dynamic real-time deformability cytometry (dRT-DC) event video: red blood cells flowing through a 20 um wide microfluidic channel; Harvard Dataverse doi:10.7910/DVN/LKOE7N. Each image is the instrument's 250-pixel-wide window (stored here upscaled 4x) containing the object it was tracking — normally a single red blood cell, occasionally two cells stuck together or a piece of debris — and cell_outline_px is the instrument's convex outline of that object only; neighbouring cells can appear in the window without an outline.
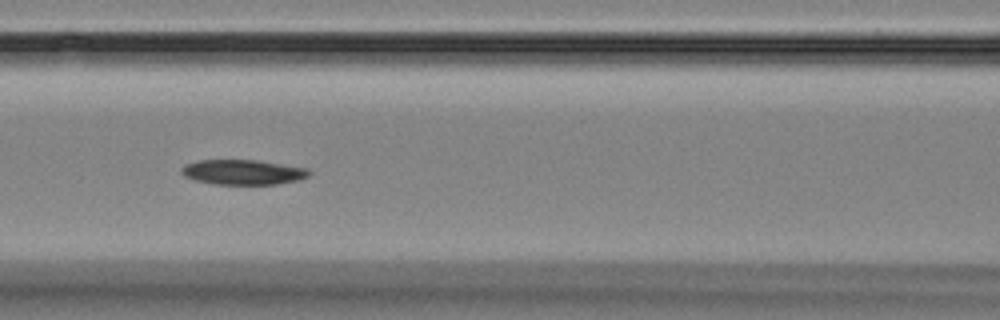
{"species": "Egyptian fruit bat (a non-hibernating species)", "species_latin": "Rousettus aegyptiacus", "temperature_condition": "room temperature", "stored_images_in_passage": 17, "segment_of_instrument_passage": [1, 2], "camera_frame_rate_fps": 3000, "um_per_image_px": 0.085, "animal": {"sex": "female"}, "frame": {"image": 1, "passage_image": 7, "time_ms": 6.667, "image_size_px": [1000, 320], "cell_outline_px": [[312, 172], [308, 176], [300, 180], [276, 184], [216, 184], [196, 180], [184, 176], [180, 172], [180, 168], [184, 164], [200, 160], [256, 160], [308, 168]], "centroid_in_image_um": [20.66, 14.63], "position_along_channel_um": 145.9, "area_um2": 18.61}}
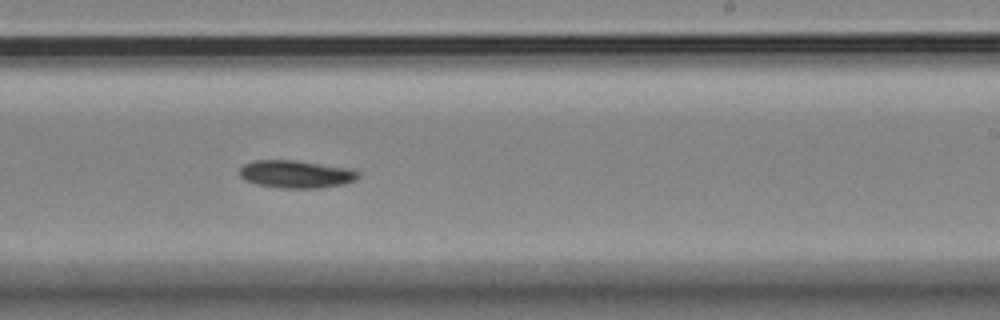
{"frame": {"image": 2, "passage_image": 10, "time_ms": 10.0, "image_size_px": [1000, 320], "cell_outline_px": [[360, 176], [356, 180], [344, 184], [320, 188], [280, 188], [256, 184], [244, 180], [240, 176], [240, 168], [244, 164], [256, 160], [296, 160], [352, 168], [360, 172]], "centroid_in_image_um": [25.21, 14.8], "position_along_channel_um": 263.8, "area_um2": 19.42}}
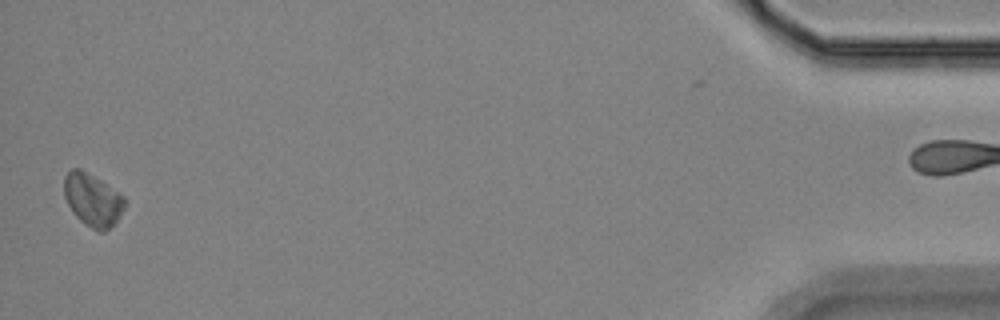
{"frame": {"image": 3, "passage_image": 16, "time_ms": 17.0, "image_size_px": [1000, 320], "cell_outline_px": [[124, 208], [120, 216], [104, 232], [100, 232], [84, 224], [72, 212], [64, 196], [64, 176], [72, 168], [80, 168], [120, 192], [124, 196]], "centroid_in_image_um": [7.86, 16.98], "position_along_channel_um": 427.3, "area_um2": 18.5}}